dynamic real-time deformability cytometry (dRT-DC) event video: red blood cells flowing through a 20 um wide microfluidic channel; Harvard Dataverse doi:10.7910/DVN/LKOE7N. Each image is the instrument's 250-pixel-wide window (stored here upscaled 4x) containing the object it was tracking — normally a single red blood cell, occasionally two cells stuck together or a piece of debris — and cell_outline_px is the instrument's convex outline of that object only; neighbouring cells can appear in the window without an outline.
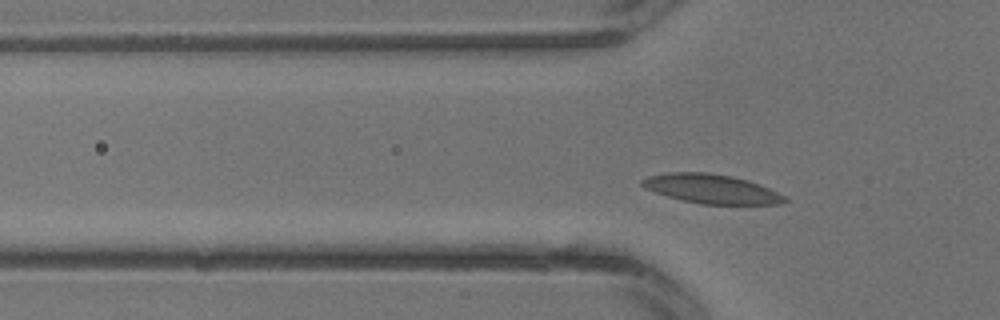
{"species": "common noctule bat (a hibernating species)", "species_latin": "Nyctalus noctula", "temperature_condition": "warm", "stored_images_in_passage": 4, "segment_of_instrument_passage": [2, 2], "camera_frame_rate_fps": 3000, "um_per_image_px": 0.085, "animal": {"sex": "male", "body_mass_g": 13.3}, "frame": {"image": 1, "passage_image": 4, "time_ms": 1.0, "image_size_px": [1000, 320], "cell_outline_px": [[788, 200], [780, 204], [700, 204], [668, 196], [644, 188], [640, 184], [640, 180], [648, 176], [668, 172], [704, 172], [728, 176], [748, 180], [768, 188], [784, 196]], "centroid_in_image_um": [60.43, 16.05], "position_along_channel_um": 65.4, "area_um2": 23.93}}